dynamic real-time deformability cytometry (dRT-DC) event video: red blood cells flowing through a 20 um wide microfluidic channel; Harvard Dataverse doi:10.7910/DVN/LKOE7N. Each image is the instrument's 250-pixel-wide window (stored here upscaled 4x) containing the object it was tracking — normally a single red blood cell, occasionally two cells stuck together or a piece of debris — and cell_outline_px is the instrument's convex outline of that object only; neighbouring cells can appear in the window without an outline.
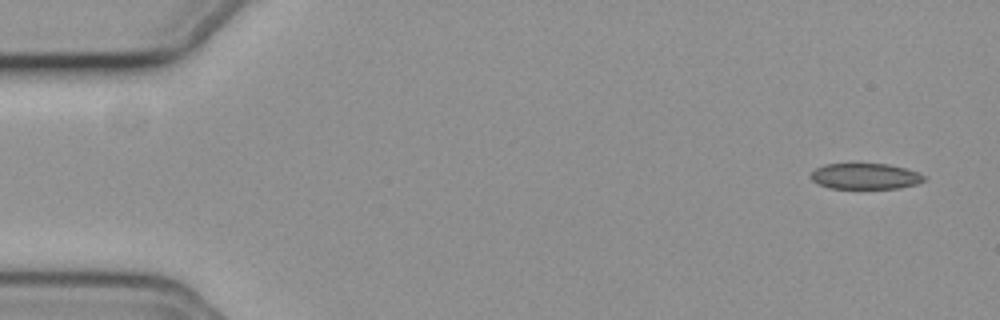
{"species": "common noctule bat (a hibernating species)", "species_latin": "Nyctalus noctula", "temperature_condition": "cold", "stored_images_in_passage": 54, "camera_frame_rate_fps": 3000, "um_per_image_px": 0.085, "animal": {"sex": "female", "body_mass_g": 19.3, "forearm_length_mm": 54.1}, "frame": {"image": 1, "passage_image": 1, "time_ms": 0.0, "image_size_px": [1000, 320], "cell_outline_px": [[928, 180], [916, 184], [900, 188], [828, 188], [812, 180], [808, 176], [816, 168], [824, 164], [888, 164], [904, 168], [928, 176]], "centroid_in_image_um": [73.57, 14.98], "position_along_channel_um": 11.4, "area_um2": 17.11}}
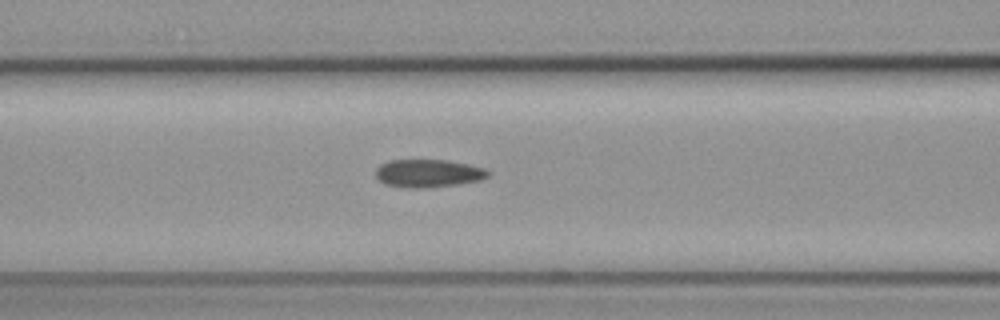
{"frame": {"image": 2, "passage_image": 21, "time_ms": 6.667, "image_size_px": [1000, 320], "cell_outline_px": [[488, 176], [480, 180], [456, 184], [428, 188], [412, 188], [384, 184], [376, 176], [376, 168], [380, 164], [388, 160], [448, 160], [468, 164], [484, 168], [488, 172]], "centroid_in_image_um": [36.37, 14.72], "position_along_channel_um": 130.2, "area_um2": 18.21}}
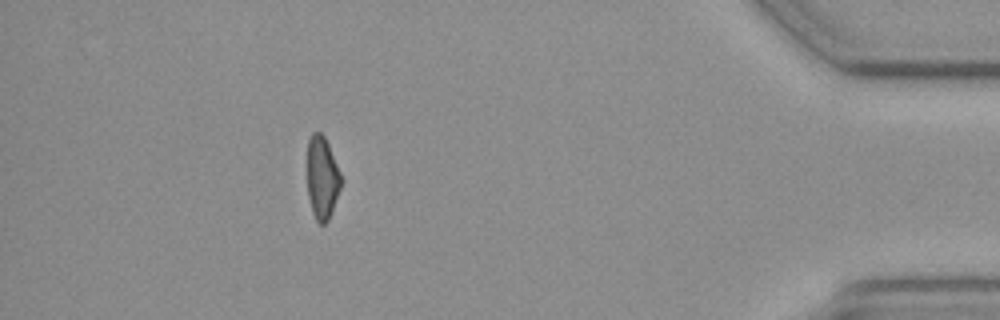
{"frame": {"image": 3, "passage_image": 48, "time_ms": 15.667, "image_size_px": [1000, 320], "cell_outline_px": [[340, 188], [328, 220], [324, 224], [320, 224], [316, 220], [312, 212], [308, 196], [308, 140], [312, 132], [320, 132], [324, 136], [328, 144], [340, 172]], "centroid_in_image_um": [27.36, 15.1], "position_along_channel_um": 407.8, "area_um2": 15.95}, "authors_computed_cell_mechanics": {"area_um2": 18.1781, "velocity_mm_per_s": 3.7232, "shape_relaxation_time_tau1_ms": 6.271, "shape_relaxation_time_tau2_ms": 7.5788, "deformation_change_tau1": 0.117, "deformation_change_tau2": 0.146}}